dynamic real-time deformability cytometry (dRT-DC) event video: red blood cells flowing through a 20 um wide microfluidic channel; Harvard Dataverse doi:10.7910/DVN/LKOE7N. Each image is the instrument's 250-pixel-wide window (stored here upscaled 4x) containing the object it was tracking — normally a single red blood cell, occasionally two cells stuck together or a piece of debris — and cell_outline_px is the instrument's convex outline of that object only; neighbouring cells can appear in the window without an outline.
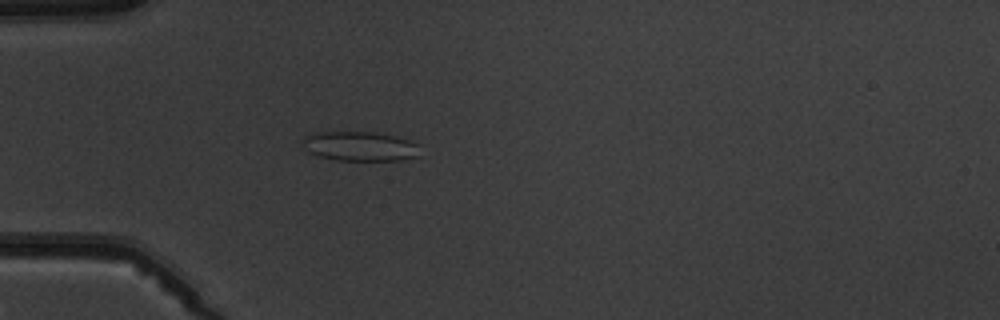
{"species": "common noctule bat (a hibernating species)", "species_latin": "Nyctalus noctula", "temperature_condition": "warm", "stored_images_in_passage": 3, "camera_frame_rate_fps": 3000, "um_per_image_px": 0.085, "animal": {"sex": "male", "body_mass_g": 19.5, "forearm_length_mm": 54.6}, "frame": {"image": 1, "passage_image": 3, "time_ms": 2.333, "image_size_px": [1000, 320], "cell_outline_px": [[420, 156], [400, 160], [336, 160], [320, 156], [308, 152], [304, 148], [304, 140], [308, 136], [316, 132], [372, 132], [396, 136], [408, 140], [416, 144]], "centroid_in_image_um": [30.61, 12.44], "position_along_channel_um": 54.4, "area_um2": 19.88}}